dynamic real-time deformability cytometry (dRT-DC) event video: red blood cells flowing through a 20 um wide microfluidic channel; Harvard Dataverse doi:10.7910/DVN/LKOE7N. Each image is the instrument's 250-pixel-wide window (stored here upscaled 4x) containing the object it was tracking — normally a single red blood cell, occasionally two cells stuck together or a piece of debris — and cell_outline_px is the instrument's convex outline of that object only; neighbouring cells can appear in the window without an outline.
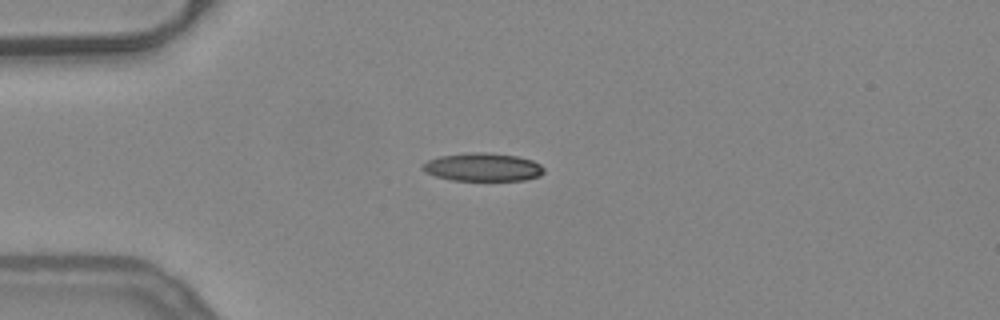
{"species": "common noctule bat (a hibernating species)", "species_latin": "Nyctalus noctula", "temperature_condition": "warm", "stored_images_in_passage": 39, "camera_frame_rate_fps": 3000, "um_per_image_px": 0.085, "animal": {"sex": "female", "body_mass_g": 24.6, "forearm_length_mm": 56.2}, "frame": {"image": 1, "passage_image": 1, "time_ms": 0.0, "image_size_px": [1000, 320], "cell_outline_px": [[544, 172], [540, 176], [524, 180], [452, 180], [436, 176], [424, 172], [420, 168], [420, 164], [428, 160], [440, 156], [468, 152], [484, 152], [516, 156], [532, 160], [540, 164], [544, 168]], "centroid_in_image_um": [41.0, 14.2], "position_along_channel_um": 44.0, "area_um2": 20.0}}
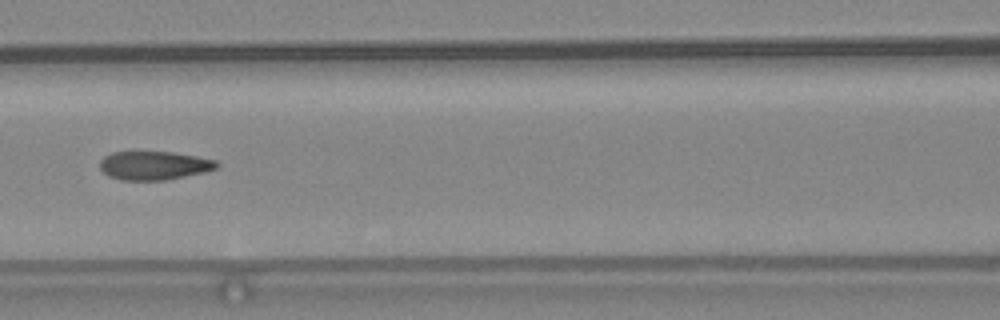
{"frame": {"image": 2, "passage_image": 11, "time_ms": 3.333, "image_size_px": [1000, 320], "cell_outline_px": [[220, 164], [216, 168], [204, 172], [168, 180], [120, 180], [108, 176], [100, 168], [100, 160], [104, 156], [112, 152], [172, 152], [196, 156], [216, 160]], "centroid_in_image_um": [13.09, 14.07], "position_along_channel_um": 153.5, "area_um2": 19.54}}
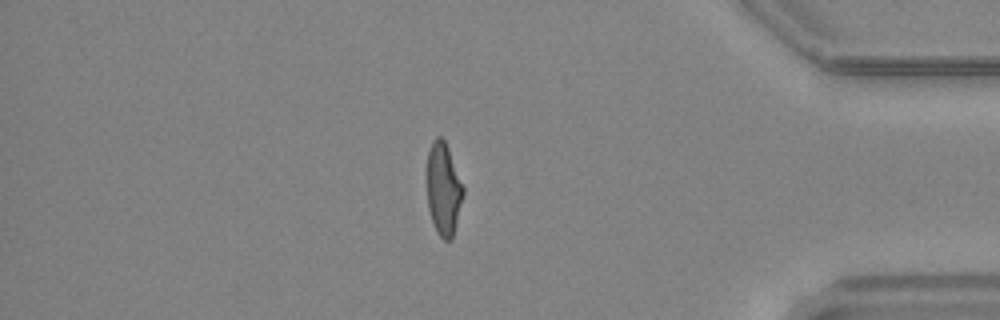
{"frame": {"image": 3, "passage_image": 32, "time_ms": 10.333, "image_size_px": [1000, 320], "cell_outline_px": [[464, 192], [452, 240], [444, 240], [436, 232], [428, 208], [428, 152], [432, 140], [436, 136], [440, 136], [444, 140], [448, 148], [464, 188]], "centroid_in_image_um": [37.7, 16.08], "position_along_channel_um": 397.5, "area_um2": 19.25}, "authors_computed_cell_mechanics": {"area_um2": 20.1722, "velocity_mm_per_s": 3.9663, "shape_relaxation_time_tau1_ms": 4.9356, "shape_relaxation_time_tau2_ms": 1.2279, "deformation_change_tau1": 0.2137, "deformation_change_tau2": 0.0982}}